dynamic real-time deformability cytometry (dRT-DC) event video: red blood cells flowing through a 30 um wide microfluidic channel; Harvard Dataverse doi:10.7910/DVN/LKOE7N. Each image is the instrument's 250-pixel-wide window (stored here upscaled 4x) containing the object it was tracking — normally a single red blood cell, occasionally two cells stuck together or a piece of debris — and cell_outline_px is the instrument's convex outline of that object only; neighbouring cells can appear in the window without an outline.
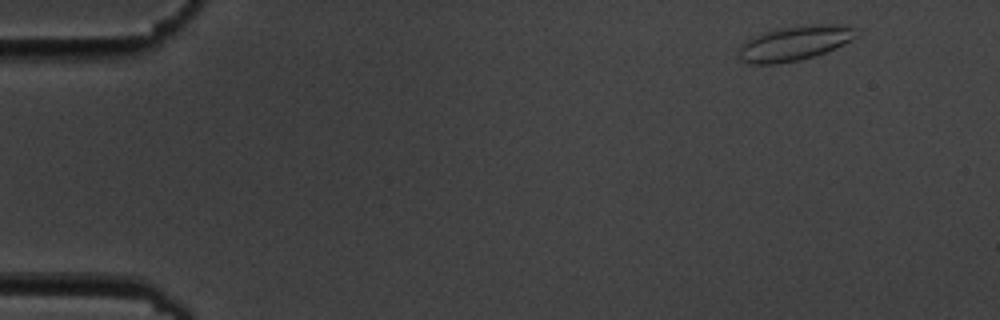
{"species": "common noctule bat (a hibernating species)", "species_latin": "Nyctalus noctula", "temperature_condition": "cold", "stored_images_in_passage": 5, "camera_frame_rate_fps": 3000, "um_per_image_px": 0.085, "animal": {"sex": "male", "body_mass_g": 19.5, "forearm_length_mm": 54.6}, "frame": {"image": 1, "passage_image": 1, "time_ms": 0.0, "image_size_px": [1000, 320], "cell_outline_px": [[856, 36], [852, 40], [836, 48], [800, 60], [776, 64], [748, 64], [740, 60], [740, 44], [752, 36], [776, 28], [808, 24], [836, 24], [852, 28]], "centroid_in_image_um": [67.48, 3.67], "position_along_channel_um": 17.5, "area_um2": 23.7}}
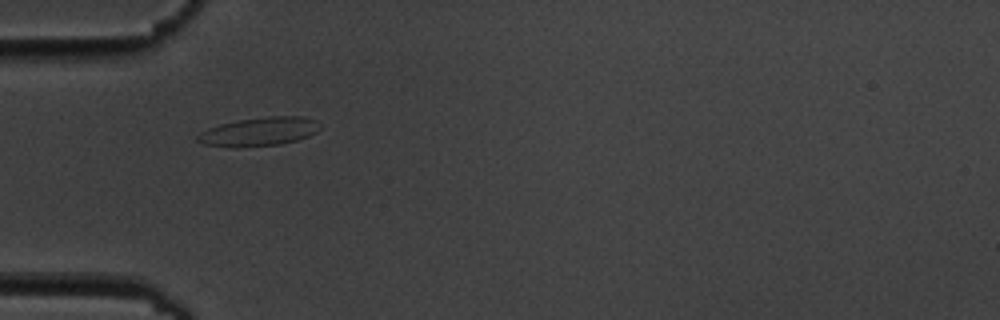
{"frame": {"image": 2, "passage_image": 4, "time_ms": 4.333, "image_size_px": [1000, 320], "cell_outline_px": [[320, 128], [316, 132], [308, 136], [296, 140], [280, 144], [236, 148], [232, 148], [204, 144], [196, 140], [196, 136], [200, 132], [208, 128], [220, 124], [236, 120], [268, 116], [304, 116], [316, 120]], "centroid_in_image_um": [21.99, 11.19], "position_along_channel_um": 63.0, "area_um2": 20.63}}
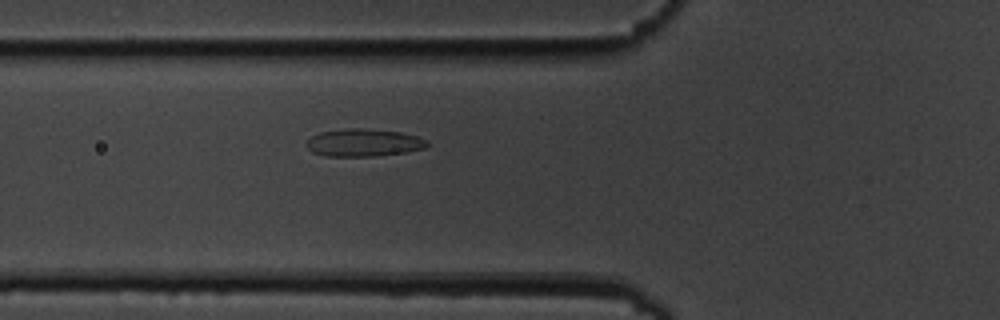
{"frame": {"image": 3, "passage_image": 5, "time_ms": 5.333, "image_size_px": [1000, 320], "cell_outline_px": [[428, 148], [404, 152], [376, 156], [324, 156], [312, 152], [304, 144], [312, 136], [320, 132], [348, 128], [360, 128], [400, 132], [416, 136], [428, 140]], "centroid_in_image_um": [30.9, 12.13], "position_along_channel_um": 94.9, "area_um2": 19.42}}